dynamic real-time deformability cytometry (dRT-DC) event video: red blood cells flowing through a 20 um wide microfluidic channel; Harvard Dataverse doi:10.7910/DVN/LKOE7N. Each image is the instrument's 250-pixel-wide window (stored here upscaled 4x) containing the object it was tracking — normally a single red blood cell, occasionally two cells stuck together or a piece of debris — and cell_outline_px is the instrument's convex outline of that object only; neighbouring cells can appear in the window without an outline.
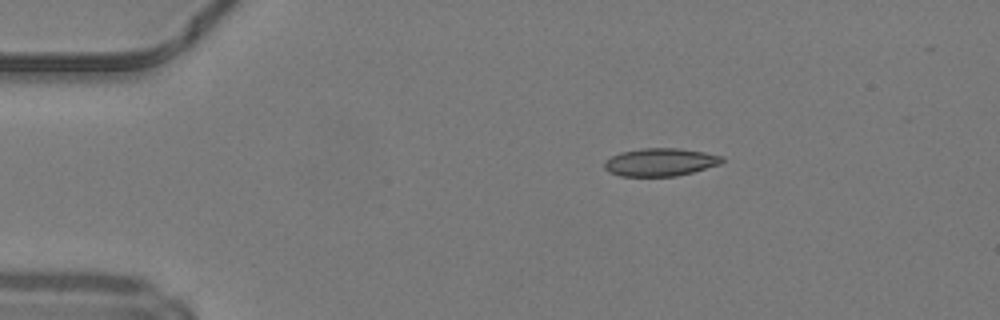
{"species": "common noctule bat (a hibernating species)", "species_latin": "Nyctalus noctula", "temperature_condition": "warm", "stored_images_in_passage": 38, "camera_frame_rate_fps": 3000, "um_per_image_px": 0.085, "animal": {"sex": "male", "body_mass_g": 19.2, "forearm_length_mm": 51.8}, "frame": {"image": 1, "passage_image": 1, "time_ms": 0.0, "image_size_px": [1000, 320], "cell_outline_px": [[724, 160], [720, 164], [692, 172], [676, 176], [620, 176], [608, 172], [604, 168], [604, 160], [620, 152], [640, 148], [680, 148], [704, 152], [724, 156]], "centroid_in_image_um": [56.1, 13.77], "position_along_channel_um": 28.9, "area_um2": 19.25}}
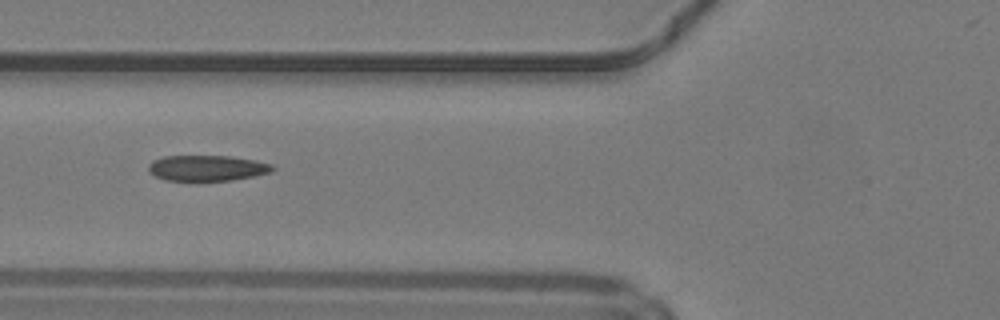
{"frame": {"image": 2, "passage_image": 11, "time_ms": 3.333, "image_size_px": [1000, 320], "cell_outline_px": [[276, 168], [272, 172], [256, 176], [232, 180], [164, 180], [148, 172], [148, 164], [152, 160], [164, 156], [232, 156], [256, 160], [272, 164]], "centroid_in_image_um": [17.63, 14.28], "position_along_channel_um": 108.2, "area_um2": 18.73}}
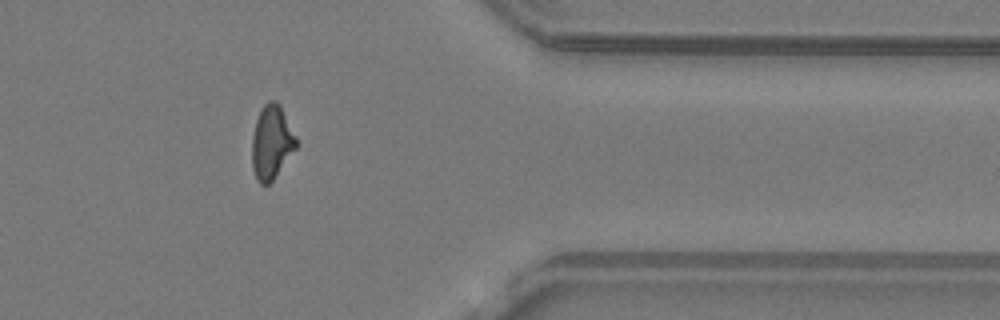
{"frame": {"image": 3, "passage_image": 32, "time_ms": 10.333, "image_size_px": [1000, 320], "cell_outline_px": [[296, 148], [272, 180], [268, 184], [260, 184], [256, 180], [252, 168], [252, 136], [256, 120], [260, 108], [268, 100], [276, 100], [280, 104], [296, 136]], "centroid_in_image_um": [23.06, 12.06], "position_along_channel_um": 388.3, "area_um2": 19.02}}